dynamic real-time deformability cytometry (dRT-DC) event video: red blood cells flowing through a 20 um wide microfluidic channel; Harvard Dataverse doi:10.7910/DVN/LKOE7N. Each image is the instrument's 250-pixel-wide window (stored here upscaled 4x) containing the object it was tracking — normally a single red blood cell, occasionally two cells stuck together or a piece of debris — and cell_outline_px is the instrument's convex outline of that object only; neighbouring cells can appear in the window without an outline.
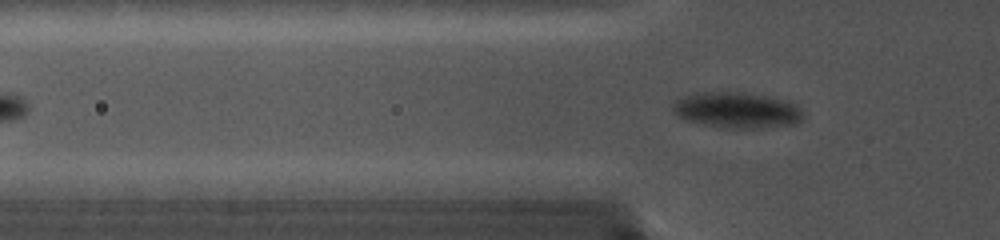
{"species": "common noctule bat (a hibernating species)", "species_latin": "Nyctalus noctula", "temperature_condition": "cold", "stored_images_in_passage": 77, "camera_frame_rate_fps": 5000, "um_per_image_px": 0.085, "animal": {"sex": "female", "body_mass_g": 19.0, "forearm_length_mm": 56.7}, "frame": {"image": 1, "passage_image": 20, "time_ms": 3.8, "image_size_px": [1000, 240], "cell_outline_px": [[804, 120], [792, 124], [752, 128], [724, 128], [684, 120], [672, 112], [672, 108], [676, 100], [684, 96], [696, 92], [740, 92], [768, 96], [796, 104], [804, 112]], "centroid_in_image_um": [62.62, 9.36], "position_along_channel_um": 63.2, "area_um2": 27.22}}
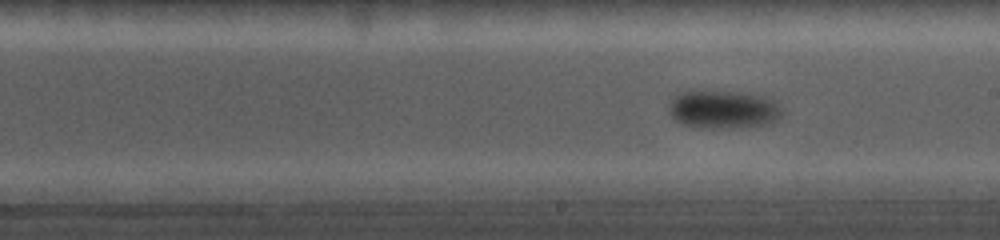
{"frame": {"image": 2, "passage_image": 43, "time_ms": 8.4, "image_size_px": [1000, 240], "cell_outline_px": [[780, 116], [776, 120], [768, 124], [736, 128], [700, 128], [684, 124], [676, 120], [668, 112], [668, 108], [672, 100], [680, 92], [692, 88], [704, 88], [740, 92], [764, 96], [776, 100], [780, 112]], "centroid_in_image_um": [61.43, 9.26], "position_along_channel_um": 227.6, "area_um2": 25.95}}
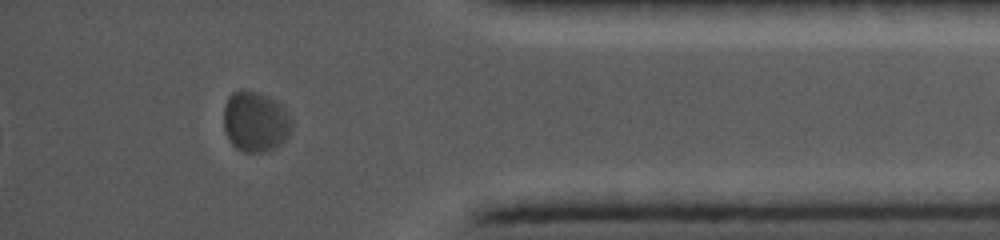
{"frame": {"image": 3, "passage_image": 70, "time_ms": 13.8, "image_size_px": [1000, 240], "cell_outline_px": [[292, 128], [288, 136], [276, 148], [264, 152], [244, 152], [236, 148], [228, 140], [224, 128], [224, 104], [228, 96], [232, 92], [256, 92], [280, 104], [292, 116]], "centroid_in_image_um": [21.71, 10.38], "position_along_channel_um": 413.5, "area_um2": 23.87}}